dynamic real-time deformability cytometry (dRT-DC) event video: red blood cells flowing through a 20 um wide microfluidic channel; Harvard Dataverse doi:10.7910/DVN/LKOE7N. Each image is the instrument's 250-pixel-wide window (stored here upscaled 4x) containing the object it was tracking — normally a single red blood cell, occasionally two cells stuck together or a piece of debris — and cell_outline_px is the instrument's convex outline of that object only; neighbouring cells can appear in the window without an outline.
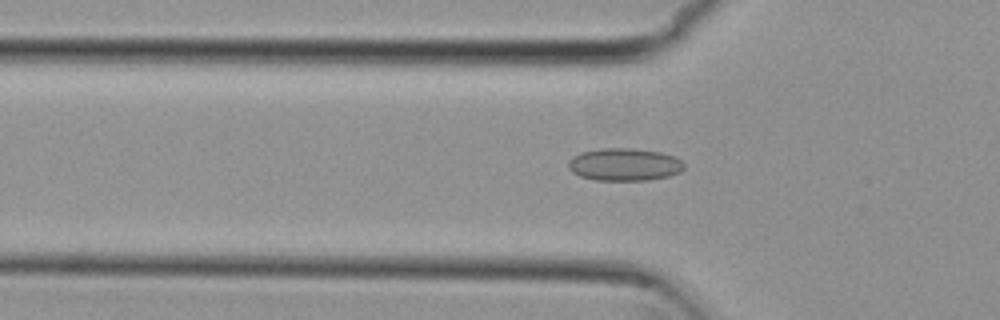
{"species": "common noctule bat (a hibernating species)", "species_latin": "Nyctalus noctula", "temperature_condition": "cold", "stored_images_in_passage": 5, "camera_frame_rate_fps": 3000, "um_per_image_px": 0.085, "animal": {"sex": "female", "body_mass_g": 29.2, "forearm_length_mm": 56.3}, "frame": {"image": 1, "passage_image": 2, "time_ms": 0.333, "image_size_px": [1000, 320], "cell_outline_px": [[684, 168], [680, 172], [668, 176], [648, 180], [596, 180], [580, 176], [572, 172], [568, 168], [568, 160], [572, 156], [580, 152], [600, 148], [632, 148], [660, 152], [676, 156], [684, 164]], "centroid_in_image_um": [53.05, 13.97], "position_along_channel_um": 72.7, "area_um2": 22.14}}